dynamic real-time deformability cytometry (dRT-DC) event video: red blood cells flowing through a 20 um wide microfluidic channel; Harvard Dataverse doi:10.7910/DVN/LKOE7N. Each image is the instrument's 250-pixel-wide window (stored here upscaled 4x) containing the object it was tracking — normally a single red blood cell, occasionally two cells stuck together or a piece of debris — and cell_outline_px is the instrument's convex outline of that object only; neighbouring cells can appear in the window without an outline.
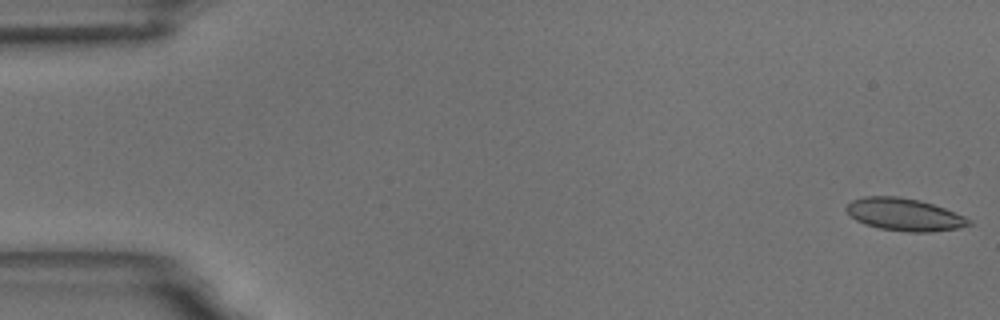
{"species": "common noctule bat (a hibernating species)", "species_latin": "Nyctalus noctula", "temperature_condition": "room temperature", "stored_images_in_passage": 58, "camera_frame_rate_fps": 3000, "um_per_image_px": 0.085, "animal": {"sex": "male", "body_mass_g": 18.8}, "frame": {"image": 1, "passage_image": 1, "time_ms": 0.0, "image_size_px": [1000, 320], "cell_outline_px": [[972, 224], [960, 228], [928, 232], [908, 232], [880, 228], [864, 224], [856, 220], [844, 208], [852, 200], [864, 196], [896, 196], [920, 200], [944, 208], [964, 216], [972, 220]], "centroid_in_image_um": [76.88, 18.23], "position_along_channel_um": 8.1, "area_um2": 23.12}}
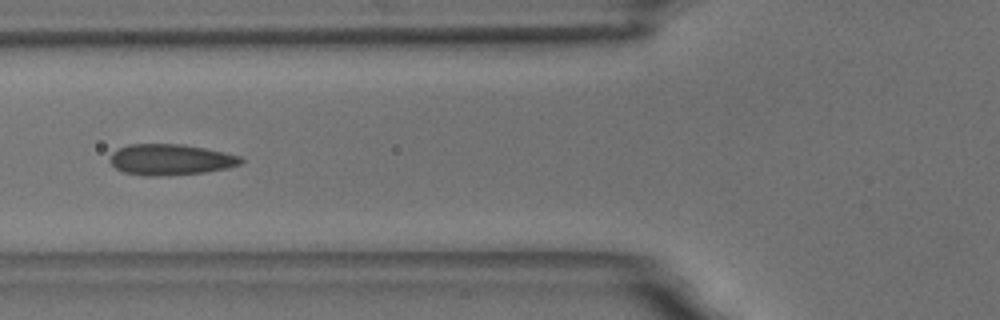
{"frame": {"image": 2, "passage_image": 22, "time_ms": 7.0, "image_size_px": [1000, 320], "cell_outline_px": [[244, 160], [240, 164], [224, 168], [204, 172], [160, 176], [144, 176], [124, 172], [116, 168], [108, 160], [112, 152], [128, 144], [184, 144], [224, 152], [240, 156]], "centroid_in_image_um": [14.46, 13.56], "position_along_channel_um": 111.3, "area_um2": 23.52}}
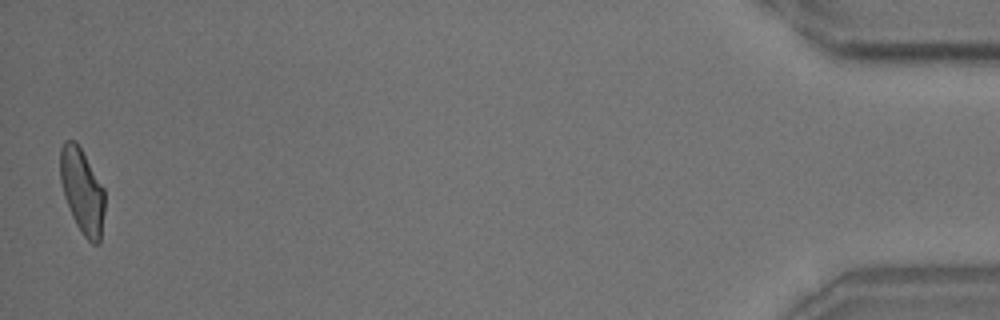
{"frame": {"image": 3, "passage_image": 57, "time_ms": 18.667, "image_size_px": [1000, 320], "cell_outline_px": [[104, 212], [100, 244], [92, 244], [84, 236], [76, 224], [72, 216], [64, 196], [60, 180], [60, 148], [64, 140], [76, 140], [104, 188]], "centroid_in_image_um": [6.98, 16.23], "position_along_channel_um": 428.2, "area_um2": 22.08}, "authors_computed_cell_mechanics": {"area_um2": 23.12, "velocity_mm_per_s": 3.5128, "shape_relaxation_time_tau1_ms": 4.6451, "shape_relaxation_time_tau2_ms": 0.9198, "deformation_change_tau1": 0.136, "deformation_change_tau2": 0.0845}}